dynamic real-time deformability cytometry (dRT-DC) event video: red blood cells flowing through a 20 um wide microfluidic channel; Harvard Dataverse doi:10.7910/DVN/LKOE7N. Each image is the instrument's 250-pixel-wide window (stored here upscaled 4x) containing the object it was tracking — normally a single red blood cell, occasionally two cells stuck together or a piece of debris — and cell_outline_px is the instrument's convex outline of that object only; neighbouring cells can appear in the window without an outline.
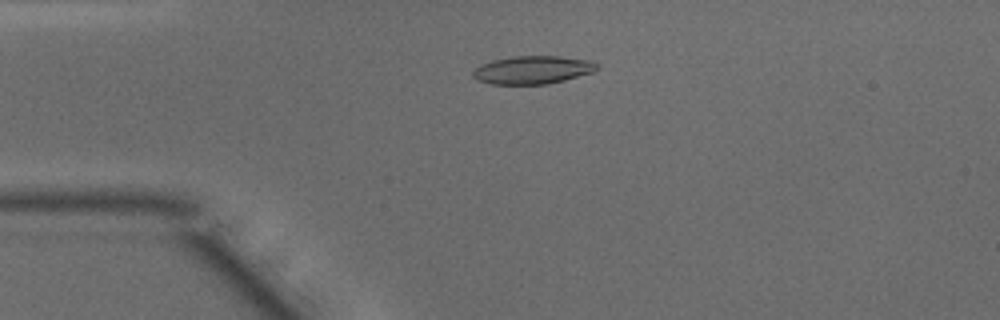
{"species": "common noctule bat (a hibernating species)", "species_latin": "Nyctalus noctula", "temperature_condition": "warm", "stored_images_in_passage": 38, "camera_frame_rate_fps": 3000, "um_per_image_px": 0.085, "animal": {"sex": "male", "body_mass_g": 15.6}, "frame": {"image": 1, "passage_image": 1, "time_ms": 0.0, "image_size_px": [1000, 320], "cell_outline_px": [[600, 68], [596, 72], [548, 84], [488, 84], [476, 80], [472, 76], [472, 72], [480, 64], [492, 60], [512, 56], [560, 56], [592, 60]], "centroid_in_image_um": [45.29, 5.94], "position_along_channel_um": 39.7, "area_um2": 20.63}}
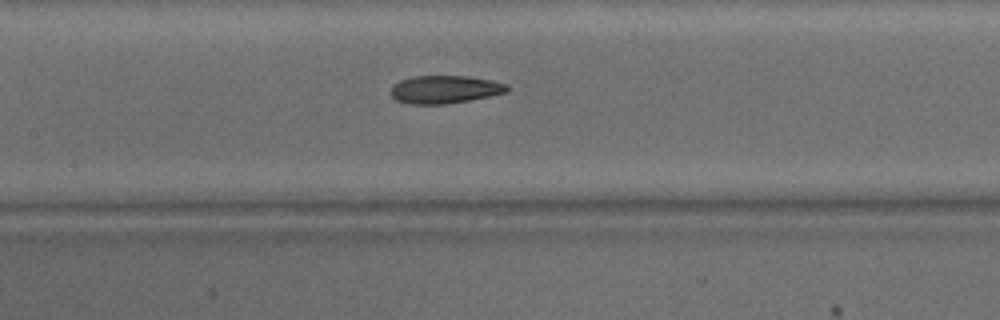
{"frame": {"image": 2, "passage_image": 12, "time_ms": 3.667, "image_size_px": [1000, 320], "cell_outline_px": [[508, 92], [448, 104], [408, 104], [396, 100], [392, 96], [392, 84], [400, 80], [412, 76], [468, 76], [508, 84]], "centroid_in_image_um": [37.78, 7.6], "position_along_channel_um": 169.6, "area_um2": 18.84}}
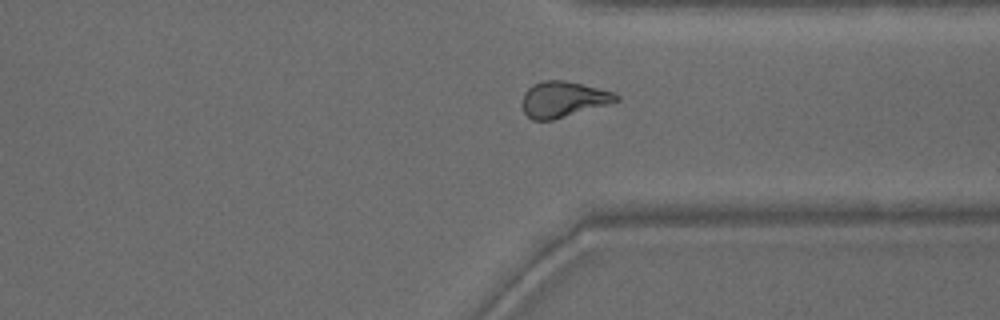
{"frame": {"image": 3, "passage_image": 26, "time_ms": 8.333, "image_size_px": [1000, 320], "cell_outline_px": [[620, 100], [552, 120], [532, 120], [524, 112], [520, 104], [520, 100], [524, 92], [532, 84], [544, 80], [564, 80], [612, 92], [620, 96]], "centroid_in_image_um": [47.79, 8.44], "position_along_channel_um": 363.6, "area_um2": 19.42}, "authors_computed_cell_mechanics": {"area_um2": 19.7387, "velocity_mm_per_s": 4.1666, "shape_relaxation_time_tau1_ms": null, "shape_relaxation_time_tau2_ms": 2.4585, "deformation_change_tau1": null, "deformation_change_tau2": 0.0957}}